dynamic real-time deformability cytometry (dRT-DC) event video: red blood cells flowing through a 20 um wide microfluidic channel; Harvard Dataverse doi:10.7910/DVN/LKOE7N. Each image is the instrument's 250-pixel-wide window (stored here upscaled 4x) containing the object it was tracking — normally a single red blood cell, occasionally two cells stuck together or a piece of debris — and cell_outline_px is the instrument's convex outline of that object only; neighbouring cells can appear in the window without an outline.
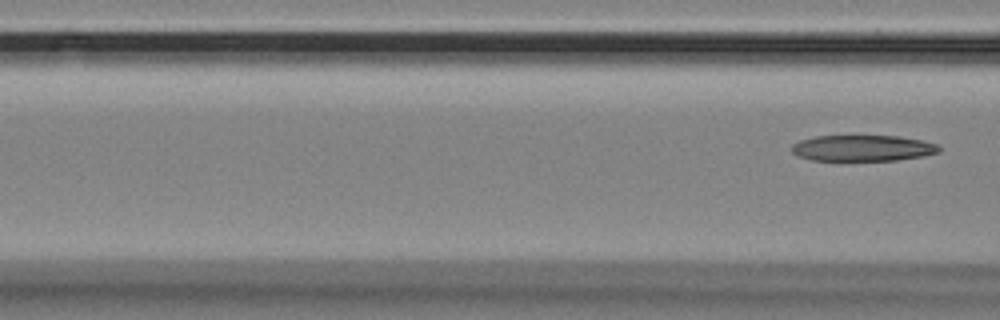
{"species": "Egyptian fruit bat (a non-hibernating species)", "species_latin": "Rousettus aegyptiacus", "temperature_condition": "room temperature", "stored_images_in_passage": 4, "camera_frame_rate_fps": 3000, "um_per_image_px": 0.085, "animal": {"sex": "female"}, "frame": {"image": 1, "passage_image": 4, "time_ms": 1.0, "image_size_px": [1000, 320], "cell_outline_px": [[940, 152], [924, 156], [896, 160], [812, 160], [800, 156], [792, 152], [792, 144], [800, 140], [816, 136], [852, 132], [900, 136], [924, 140], [936, 144], [940, 148]], "centroid_in_image_um": [73.33, 12.52], "position_along_channel_um": 93.3, "area_um2": 23.52}}